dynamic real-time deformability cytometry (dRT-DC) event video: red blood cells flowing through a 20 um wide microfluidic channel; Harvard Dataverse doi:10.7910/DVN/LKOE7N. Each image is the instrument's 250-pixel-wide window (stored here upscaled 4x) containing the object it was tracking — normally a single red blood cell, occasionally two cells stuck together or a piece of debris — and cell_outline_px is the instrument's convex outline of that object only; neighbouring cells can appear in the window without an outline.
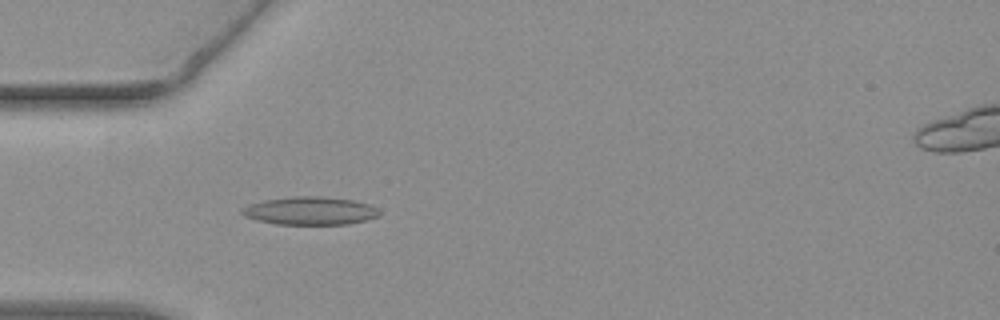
{"species": "common noctule bat (a hibernating species)", "species_latin": "Nyctalus noctula", "temperature_condition": "warm", "stored_images_in_passage": 41, "camera_frame_rate_fps": 3000, "um_per_image_px": 0.085, "animal": {"sex": "female", "body_mass_g": 19.3, "forearm_length_mm": 54.1}, "frame": {"image": 1, "passage_image": 4, "time_ms": 1.0, "image_size_px": [1000, 320], "cell_outline_px": [[380, 216], [348, 224], [276, 224], [256, 220], [244, 216], [240, 212], [240, 208], [264, 200], [296, 196], [320, 196], [352, 200], [368, 204], [376, 208], [380, 212]], "centroid_in_image_um": [26.34, 17.92], "position_along_channel_um": 58.7, "area_um2": 22.31}}
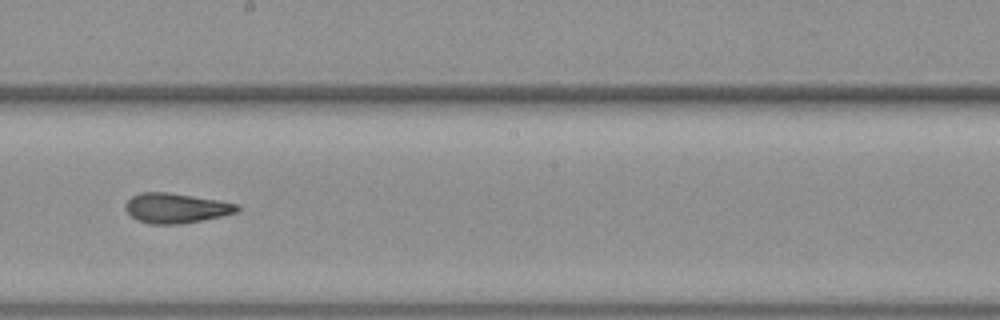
{"frame": {"image": 2, "passage_image": 18, "time_ms": 5.667, "image_size_px": [1000, 320], "cell_outline_px": [[240, 208], [236, 212], [204, 220], [180, 224], [148, 224], [136, 220], [124, 208], [124, 204], [132, 196], [140, 192], [168, 192], [240, 204]], "centroid_in_image_um": [14.93, 17.69], "position_along_channel_um": 233.3, "area_um2": 19.48}}
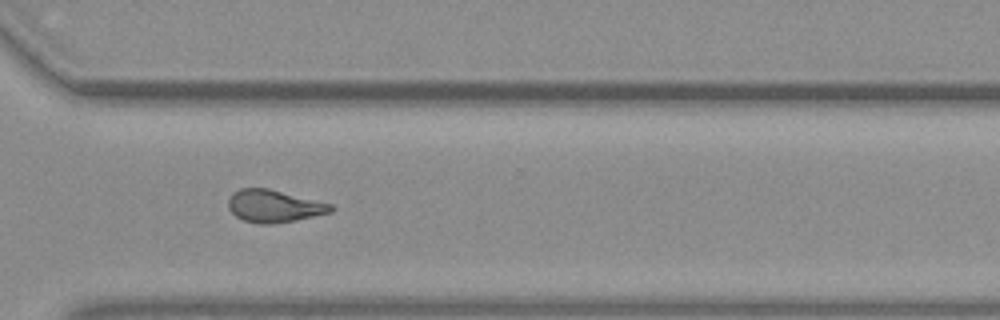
{"frame": {"image": 3, "passage_image": 27, "time_ms": 8.667, "image_size_px": [1000, 320], "cell_outline_px": [[336, 208], [332, 212], [296, 220], [272, 224], [260, 224], [244, 220], [236, 216], [228, 208], [228, 200], [240, 188], [268, 188], [332, 204]], "centroid_in_image_um": [23.33, 17.52], "position_along_channel_um": 347.3, "area_um2": 19.25}, "authors_computed_cell_mechanics": {"area_um2": 19.4786, "velocity_mm_per_s": 3.8093, "shape_relaxation_time_tau1_ms": 6.5014, "shape_relaxation_time_tau2_ms": 2.1478, "deformation_change_tau1": 0.2249, "deformation_change_tau2": 0.1126}}